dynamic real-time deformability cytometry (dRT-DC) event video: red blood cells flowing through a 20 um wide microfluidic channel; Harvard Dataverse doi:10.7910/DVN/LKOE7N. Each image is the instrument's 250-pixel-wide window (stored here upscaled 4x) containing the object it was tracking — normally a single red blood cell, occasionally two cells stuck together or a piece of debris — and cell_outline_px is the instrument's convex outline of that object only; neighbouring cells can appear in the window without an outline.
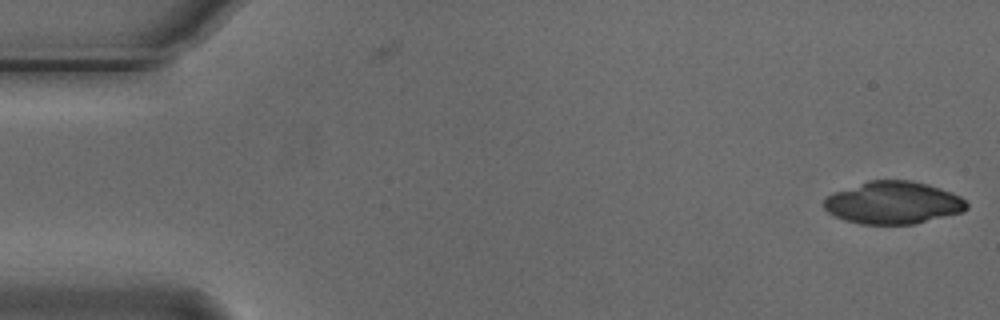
{"species": "Egyptian fruit bat (a non-hibernating species)", "species_latin": "Rousettus aegyptiacus", "temperature_condition": "cold", "stored_images_in_passage": 5, "camera_frame_rate_fps": 3000, "um_per_image_px": 0.085, "animal": {"sex": "male"}, "frame": {"image": 1, "passage_image": 1, "time_ms": 0.0, "image_size_px": [1000, 320], "cell_outline_px": [[968, 208], [964, 212], [916, 224], [860, 224], [844, 220], [828, 212], [824, 208], [824, 200], [828, 196], [836, 192], [868, 180], [912, 180], [928, 184], [952, 192], [960, 196], [968, 204]], "centroid_in_image_um": [75.96, 17.24], "position_along_channel_um": 9.0, "area_um2": 35.43}}